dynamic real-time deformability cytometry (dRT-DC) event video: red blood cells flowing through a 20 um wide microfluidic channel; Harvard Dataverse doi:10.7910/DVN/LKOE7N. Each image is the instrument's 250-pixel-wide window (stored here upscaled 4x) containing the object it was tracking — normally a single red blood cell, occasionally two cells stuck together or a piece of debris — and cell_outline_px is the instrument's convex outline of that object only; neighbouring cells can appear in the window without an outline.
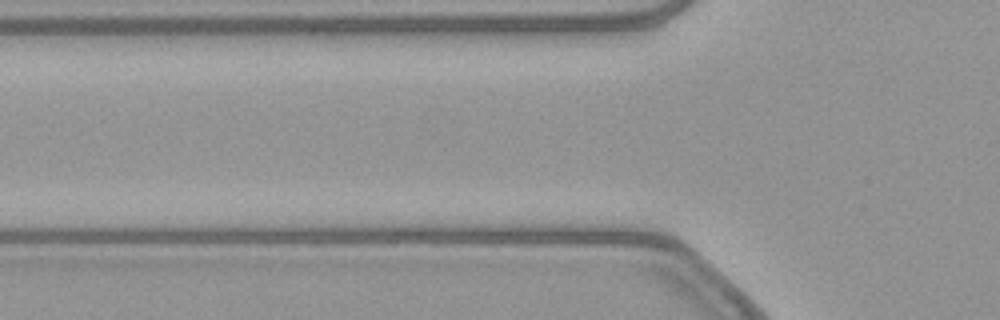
{"species": "common noctule bat (a hibernating species)", "species_latin": "Nyctalus noctula", "temperature_condition": "warm", "stored_images_in_passage": 4, "camera_frame_rate_fps": 3000, "um_per_image_px": 0.085, "animal": {"sex": "female", "body_mass_g": 21.9}, "frame": {"image": 1, "passage_image": 3, "time_ms": 0.667, "image_size_px": [1000, 320], "cell_outline_px": [[680, 272], [676, 276], [500, 260], [500, 256], [524, 256], [660, 260], [676, 268]], "centroid_in_image_um": [51.21, 22.44], "position_along_channel_um": 74.6, "area_um2": 12.48}}